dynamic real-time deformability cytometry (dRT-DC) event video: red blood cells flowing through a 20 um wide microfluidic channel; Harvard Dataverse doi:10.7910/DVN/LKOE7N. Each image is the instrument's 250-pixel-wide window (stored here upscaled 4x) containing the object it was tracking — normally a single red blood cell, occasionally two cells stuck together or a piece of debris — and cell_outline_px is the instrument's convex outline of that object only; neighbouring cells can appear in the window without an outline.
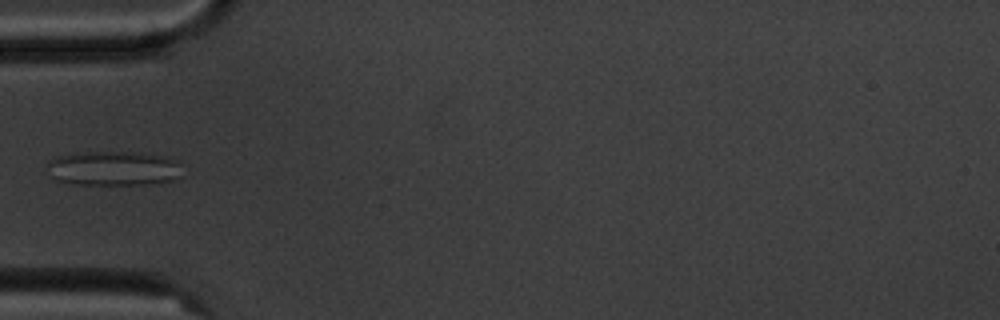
{"species": "common noctule bat (a hibernating species)", "species_latin": "Nyctalus noctula", "temperature_condition": "cold", "stored_images_in_passage": 4, "camera_frame_rate_fps": 3000, "um_per_image_px": 0.085, "animal": {"sex": "male", "body_mass_g": 20.1, "forearm_length_mm": 53.5}, "frame": {"image": 1, "passage_image": 4, "time_ms": 3.333, "image_size_px": [1000, 320], "cell_outline_px": [[184, 176], [160, 184], [68, 184], [52, 180], [44, 168], [48, 160], [52, 156], [88, 152], [140, 152], [164, 156], [180, 160]], "centroid_in_image_um": [9.64, 14.32], "position_along_channel_um": 75.4, "area_um2": 28.32}}